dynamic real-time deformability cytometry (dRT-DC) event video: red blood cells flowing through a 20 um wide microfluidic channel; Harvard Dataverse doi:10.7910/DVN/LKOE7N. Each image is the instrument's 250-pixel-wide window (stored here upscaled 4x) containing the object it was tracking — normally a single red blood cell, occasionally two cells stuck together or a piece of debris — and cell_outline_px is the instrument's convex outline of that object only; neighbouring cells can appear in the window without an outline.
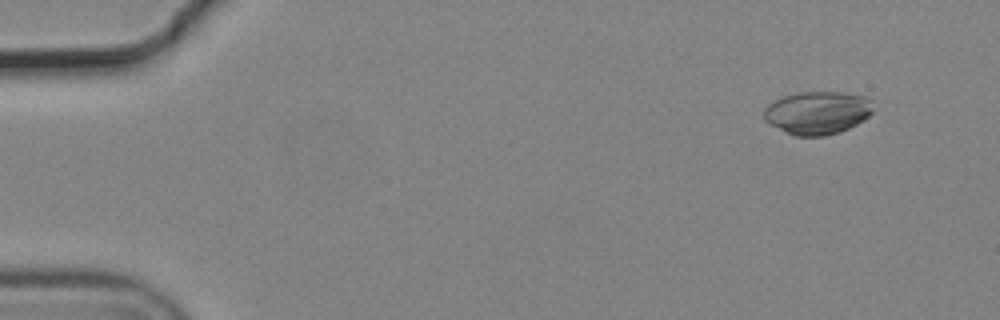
{"species": "common noctule bat (a hibernating species)", "species_latin": "Nyctalus noctula", "temperature_condition": "cold", "stored_images_in_passage": 6, "camera_frame_rate_fps": 3000, "um_per_image_px": 0.085, "animal": {"sex": "male", "body_mass_g": 19.2, "forearm_length_mm": 51.8}, "frame": {"image": 1, "passage_image": 2, "time_ms": 0.333, "image_size_px": [1000, 320], "cell_outline_px": [[872, 112], [864, 120], [840, 132], [824, 136], [796, 136], [764, 120], [764, 108], [768, 104], [784, 96], [800, 92], [848, 92], [864, 96], [872, 100]], "centroid_in_image_um": [69.52, 9.57], "position_along_channel_um": 15.5, "area_um2": 27.22}}
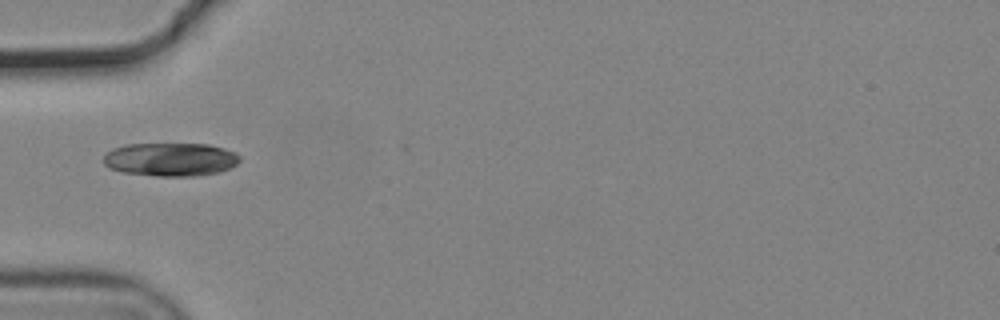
{"frame": {"image": 2, "passage_image": 5, "time_ms": 1.333, "image_size_px": [1000, 320], "cell_outline_px": [[240, 160], [236, 164], [228, 168], [216, 172], [192, 176], [156, 176], [124, 172], [108, 168], [104, 164], [104, 156], [112, 148], [128, 144], [208, 144], [224, 148], [236, 152], [240, 156]], "centroid_in_image_um": [14.48, 13.54], "position_along_channel_um": 70.5, "area_um2": 26.41}}